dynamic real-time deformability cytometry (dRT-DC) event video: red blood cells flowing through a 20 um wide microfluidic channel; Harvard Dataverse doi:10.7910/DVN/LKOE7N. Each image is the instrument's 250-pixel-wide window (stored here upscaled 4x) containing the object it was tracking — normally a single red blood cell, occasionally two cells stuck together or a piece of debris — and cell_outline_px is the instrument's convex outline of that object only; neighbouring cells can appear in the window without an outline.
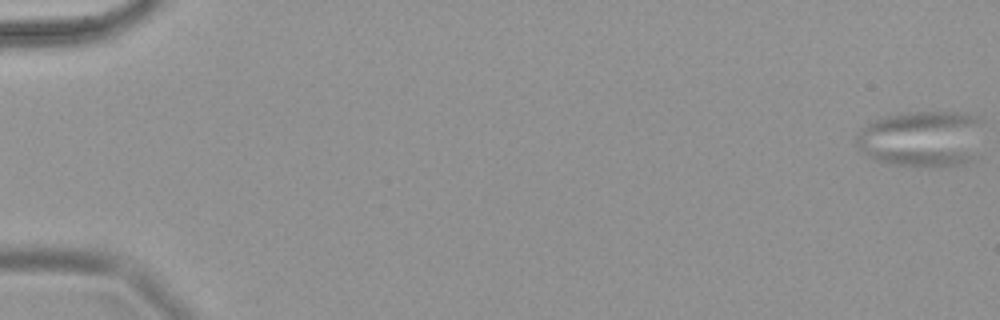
{"species": "common noctule bat (a hibernating species)", "species_latin": "Nyctalus noctula", "temperature_condition": "warm", "stored_images_in_passage": 72, "camera_frame_rate_fps": 3000, "um_per_image_px": 0.085, "animal": {"sex": "female", "body_mass_g": 18.4}, "frame": {"image": 1, "passage_image": 1, "time_ms": 0.0, "image_size_px": [1000, 320], "cell_outline_px": [[980, 120], [976, 160], [960, 164], [888, 164], [876, 160], [868, 156], [852, 140], [860, 128], [884, 116], [912, 112], [968, 112]], "centroid_in_image_um": [78.31, 11.76], "position_along_channel_um": 6.7, "area_um2": 41.04}}
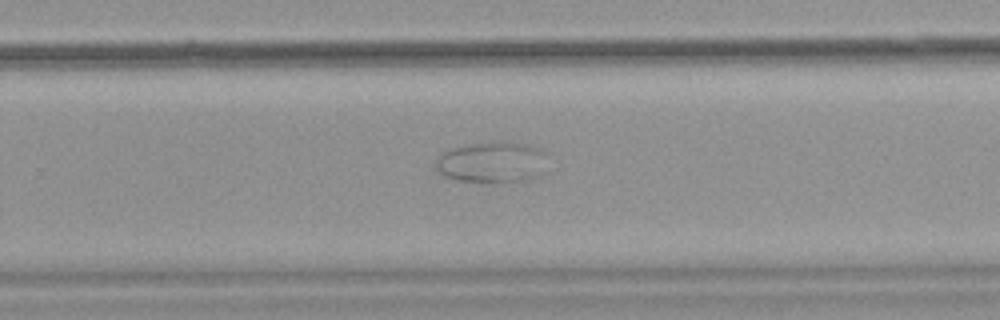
{"frame": {"image": 2, "passage_image": 49, "time_ms": 16.0, "image_size_px": [1000, 320], "cell_outline_px": [[544, 152], [540, 176], [528, 180], [496, 184], [460, 180], [444, 176], [436, 168], [436, 160], [448, 148], [468, 144], [492, 140], [528, 144], [540, 148]], "centroid_in_image_um": [41.79, 13.79], "position_along_channel_um": 288.0, "area_um2": 27.11}}
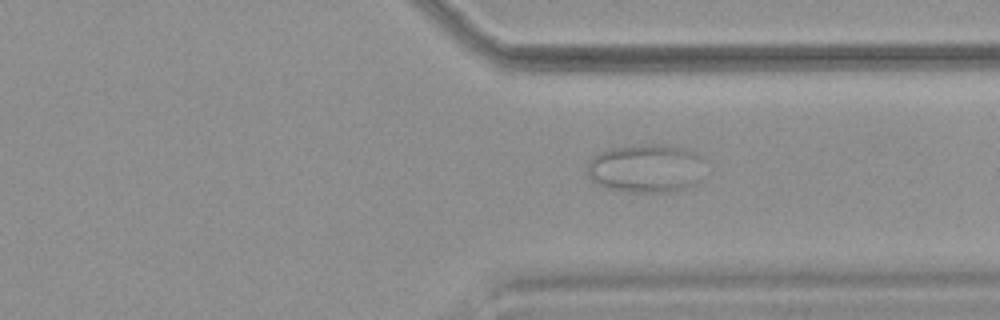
{"frame": {"image": 3, "passage_image": 56, "time_ms": 18.333, "image_size_px": [1000, 320], "cell_outline_px": [[700, 180], [696, 184], [684, 188], [668, 192], [632, 192], [608, 188], [596, 184], [588, 176], [588, 160], [596, 152], [612, 148], [640, 144], [668, 144], [684, 148], [700, 156]], "centroid_in_image_um": [54.84, 14.3], "position_along_channel_um": 356.6, "area_um2": 33.29}}